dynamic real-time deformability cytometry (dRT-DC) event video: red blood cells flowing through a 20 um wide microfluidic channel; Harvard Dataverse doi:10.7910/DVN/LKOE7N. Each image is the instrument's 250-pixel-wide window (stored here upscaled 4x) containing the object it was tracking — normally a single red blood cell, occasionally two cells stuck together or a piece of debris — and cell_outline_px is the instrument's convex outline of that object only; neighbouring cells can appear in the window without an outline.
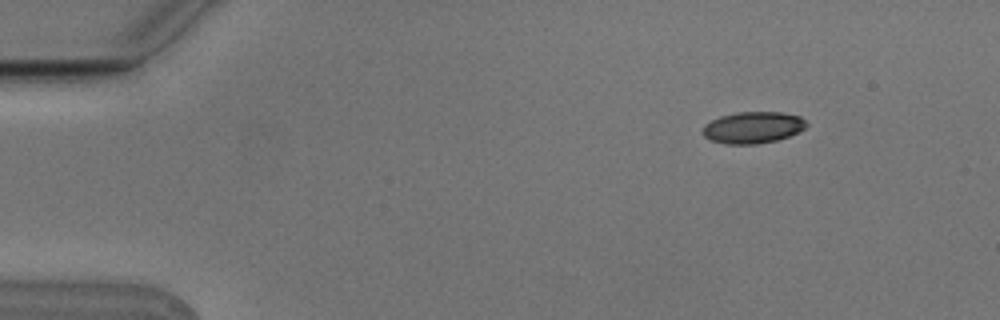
{"species": "Egyptian fruit bat (a non-hibernating species)", "species_latin": "Rousettus aegyptiacus", "temperature_condition": "cold", "stored_images_in_passage": 6, "camera_frame_rate_fps": 3000, "um_per_image_px": 0.085, "animal": {"sex": "male"}, "frame": {"image": 1, "passage_image": 2, "time_ms": 0.333, "image_size_px": [1000, 320], "cell_outline_px": [[808, 124], [804, 128], [788, 136], [776, 140], [756, 144], [728, 144], [708, 140], [700, 132], [704, 124], [720, 116], [736, 112], [780, 112], [800, 116]], "centroid_in_image_um": [63.93, 10.83], "position_along_channel_um": 21.1, "area_um2": 19.13}}